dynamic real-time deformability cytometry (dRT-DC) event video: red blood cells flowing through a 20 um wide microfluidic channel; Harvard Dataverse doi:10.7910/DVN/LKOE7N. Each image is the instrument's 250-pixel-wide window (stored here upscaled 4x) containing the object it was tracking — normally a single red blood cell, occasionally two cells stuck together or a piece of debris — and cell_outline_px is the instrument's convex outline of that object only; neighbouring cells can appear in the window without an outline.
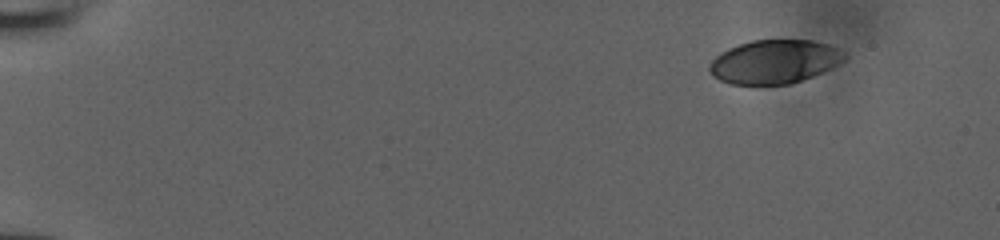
{"species": "human", "species_latin": "Homo sapiens", "temperature_condition": "room temperature", "stored_images_in_passage": 47, "camera_frame_rate_fps": 3000, "um_per_image_px": 0.085, "donor": {"sex": "male"}, "frame": {"image": 1, "passage_image": 1, "time_ms": 0.0, "image_size_px": [1000, 240], "cell_outline_px": [[848, 56], [844, 60], [812, 76], [792, 84], [732, 84], [720, 80], [712, 76], [708, 68], [708, 64], [720, 52], [728, 48], [752, 40], [812, 40], [832, 44], [840, 48]], "centroid_in_image_um": [65.82, 5.23], "position_along_channel_um": 19.2, "area_um2": 34.45}}
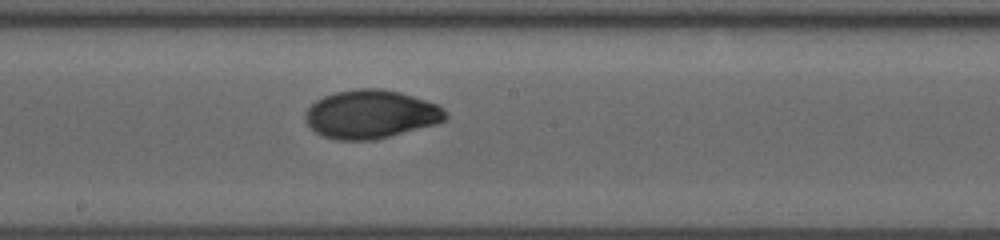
{"frame": {"image": 2, "passage_image": 26, "time_ms": 8.333, "image_size_px": [1000, 240], "cell_outline_px": [[448, 120], [436, 124], [372, 140], [336, 140], [320, 136], [304, 120], [304, 112], [316, 100], [324, 96], [336, 92], [356, 88], [380, 88], [400, 92], [440, 104], [444, 108], [448, 116]], "centroid_in_image_um": [31.53, 9.7], "position_along_channel_um": 216.7, "area_um2": 39.88}}
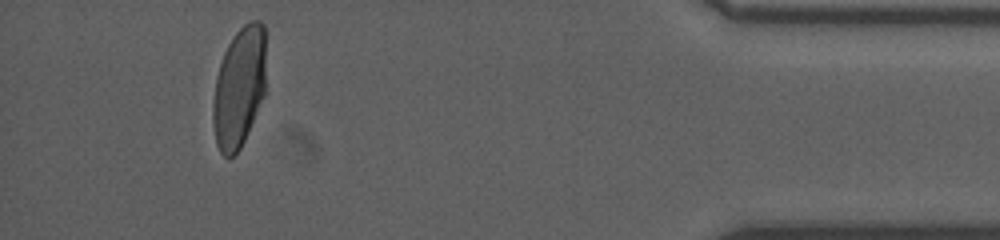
{"frame": {"image": 3, "passage_image": 44, "time_ms": 14.333, "image_size_px": [1000, 240], "cell_outline_px": [[264, 96], [244, 140], [240, 148], [228, 160], [220, 152], [216, 144], [212, 120], [212, 104], [216, 76], [224, 52], [232, 36], [244, 24], [252, 20], [260, 20], [264, 24]], "centroid_in_image_um": [20.3, 7.44], "position_along_channel_um": 414.9, "area_um2": 37.17}}